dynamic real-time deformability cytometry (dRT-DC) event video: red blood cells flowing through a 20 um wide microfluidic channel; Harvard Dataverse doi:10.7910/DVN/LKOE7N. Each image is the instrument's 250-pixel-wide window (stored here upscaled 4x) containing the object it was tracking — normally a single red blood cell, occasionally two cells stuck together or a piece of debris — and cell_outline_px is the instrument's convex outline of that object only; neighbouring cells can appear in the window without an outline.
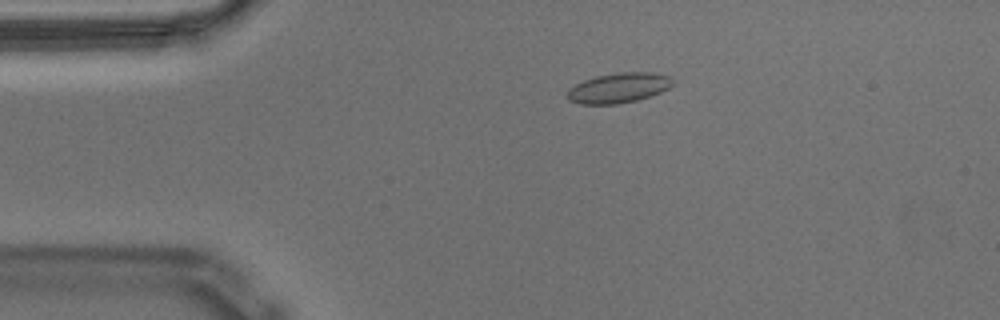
{"species": "Egyptian fruit bat (a non-hibernating species)", "species_latin": "Rousettus aegyptiacus", "temperature_condition": "warm", "stored_images_in_passage": 40, "camera_frame_rate_fps": 3000, "um_per_image_px": 0.085, "animal": {"sex": "male"}, "frame": {"image": 1, "passage_image": 2, "time_ms": 0.333, "image_size_px": [1000, 320], "cell_outline_px": [[676, 80], [668, 88], [660, 92], [636, 100], [616, 104], [580, 104], [568, 100], [568, 88], [584, 80], [596, 76], [620, 72], [652, 72], [672, 76]], "centroid_in_image_um": [52.6, 7.46], "position_along_channel_um": 32.4, "area_um2": 18.44}}
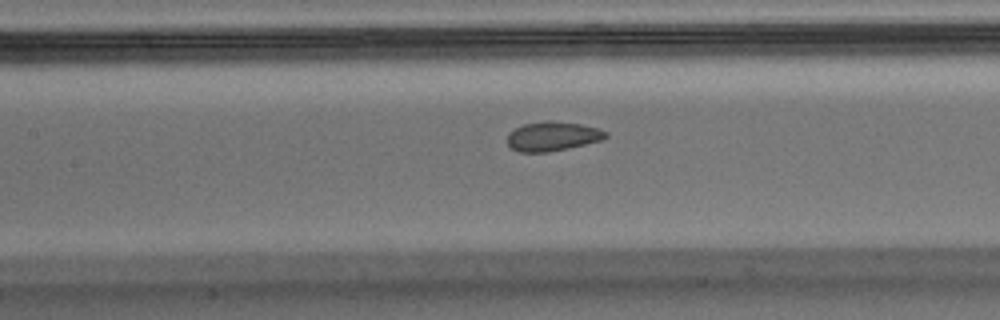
{"frame": {"image": 2, "passage_image": 16, "time_ms": 5.0, "image_size_px": [1000, 320], "cell_outline_px": [[608, 136], [604, 140], [568, 148], [548, 152], [520, 152], [512, 148], [508, 144], [508, 132], [524, 124], [544, 120], [552, 120], [580, 124], [596, 128], [608, 132]], "centroid_in_image_um": [46.98, 11.58], "position_along_channel_um": 160.4, "area_um2": 16.88}}
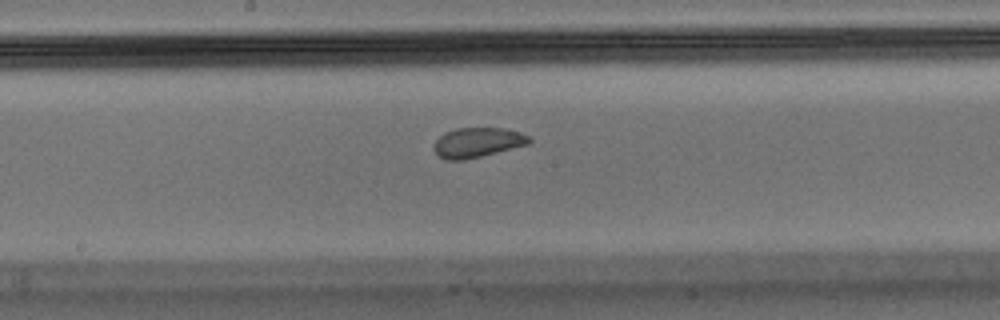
{"frame": {"image": 3, "passage_image": 20, "time_ms": 6.333, "image_size_px": [1000, 320], "cell_outline_px": [[532, 140], [528, 144], [464, 160], [448, 160], [440, 156], [432, 148], [436, 140], [444, 132], [456, 128], [504, 128], [520, 132], [528, 136]], "centroid_in_image_um": [40.56, 12.1], "position_along_channel_um": 207.6, "area_um2": 16.36}, "authors_computed_cell_mechanics": {"area_um2": 17.1955, "velocity_mm_per_s": 3.5477, "shape_relaxation_time_tau1_ms": null, "shape_relaxation_time_tau2_ms": 1.2462, "deformation_change_tau1": null, "deformation_change_tau2": 0.0452}}